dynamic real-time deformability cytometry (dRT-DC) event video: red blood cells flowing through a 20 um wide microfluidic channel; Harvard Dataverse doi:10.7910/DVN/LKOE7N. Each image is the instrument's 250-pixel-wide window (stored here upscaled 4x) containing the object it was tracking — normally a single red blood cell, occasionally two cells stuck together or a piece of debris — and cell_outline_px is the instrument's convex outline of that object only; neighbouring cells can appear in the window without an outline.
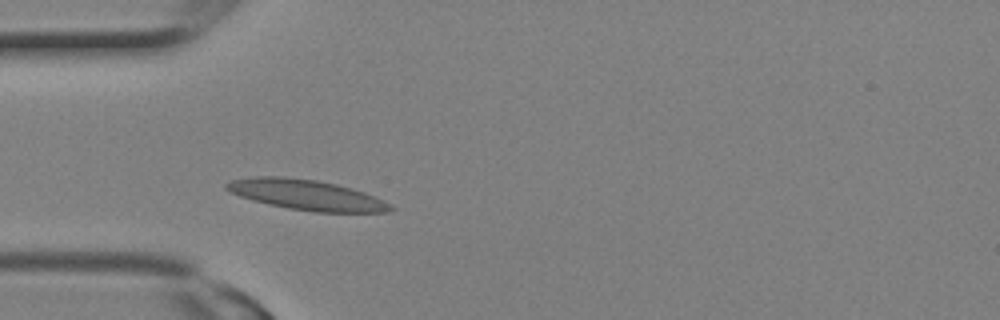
{"species": "Egyptian fruit bat (a non-hibernating species)", "species_latin": "Rousettus aegyptiacus", "temperature_condition": "room temperature", "stored_images_in_passage": 2, "camera_frame_rate_fps": 3000, "um_per_image_px": 0.085, "animal": {"sex": "female"}, "frame": {"image": 1, "passage_image": 2, "time_ms": 0.333, "image_size_px": [1000, 320], "cell_outline_px": [[396, 208], [388, 212], [312, 212], [288, 208], [268, 204], [252, 200], [240, 196], [224, 188], [224, 184], [232, 180], [256, 176], [280, 176], [316, 180], [336, 184], [352, 188], [364, 192], [384, 200], [392, 204]], "centroid_in_image_um": [26.08, 16.57], "position_along_channel_um": 58.9, "area_um2": 29.02}}